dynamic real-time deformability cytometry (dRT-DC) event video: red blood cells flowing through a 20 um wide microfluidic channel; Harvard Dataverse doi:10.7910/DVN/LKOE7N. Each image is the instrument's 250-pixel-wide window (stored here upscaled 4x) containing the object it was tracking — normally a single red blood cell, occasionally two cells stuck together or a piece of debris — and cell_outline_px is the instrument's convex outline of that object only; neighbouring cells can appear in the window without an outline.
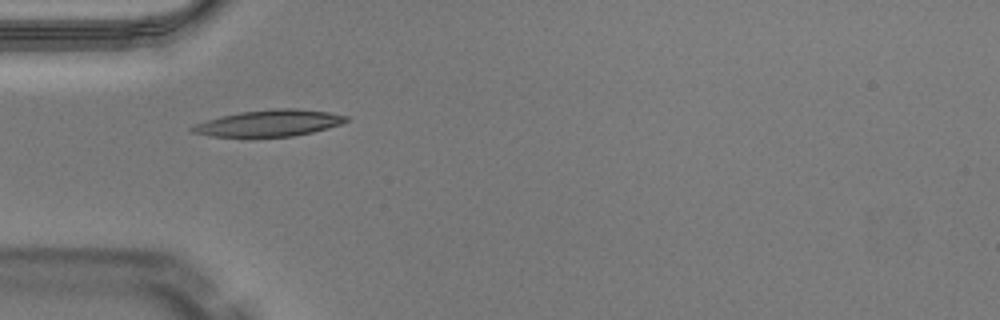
{"species": "Egyptian fruit bat (a non-hibernating species)", "species_latin": "Rousettus aegyptiacus", "temperature_condition": "warm", "stored_images_in_passage": 33, "camera_frame_rate_fps": 3000, "um_per_image_px": 0.085, "animal": {"sex": "male"}, "frame": {"image": 1, "passage_image": 1, "time_ms": 0.0, "image_size_px": [1000, 320], "cell_outline_px": [[348, 120], [340, 124], [328, 128], [312, 132], [292, 136], [252, 140], [212, 136], [192, 132], [188, 128], [196, 124], [220, 116], [240, 112], [276, 108], [292, 108], [328, 112], [348, 116]], "centroid_in_image_um": [22.82, 10.51], "position_along_channel_um": 62.2, "area_um2": 24.51}}
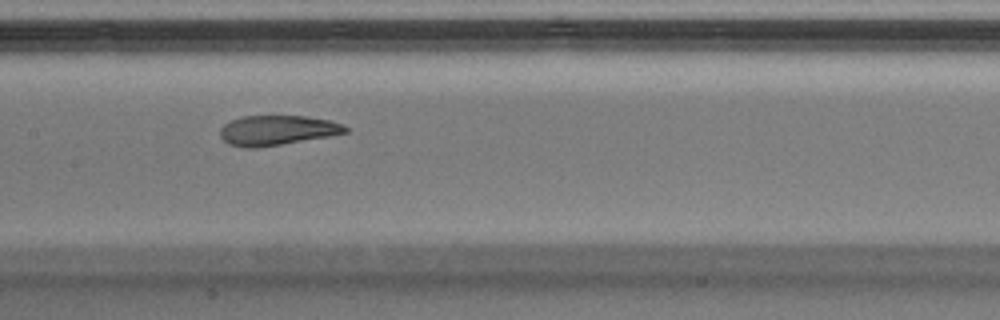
{"frame": {"image": 2, "passage_image": 10, "time_ms": 3.0, "image_size_px": [1000, 320], "cell_outline_px": [[348, 132], [328, 136], [256, 148], [248, 148], [228, 144], [220, 136], [220, 128], [224, 124], [232, 120], [244, 116], [304, 116], [332, 120], [344, 124], [348, 128]], "centroid_in_image_um": [23.57, 11.07], "position_along_channel_um": 183.8, "area_um2": 21.68}, "authors_computed_cell_mechanics": {"area_um2": 23.5246, "velocity_mm_per_s": 4.0927, "shape_relaxation_time_tau1_ms": null, "shape_relaxation_time_tau2_ms": 1.5577, "deformation_change_tau1": null, "deformation_change_tau2": 0.0905}}